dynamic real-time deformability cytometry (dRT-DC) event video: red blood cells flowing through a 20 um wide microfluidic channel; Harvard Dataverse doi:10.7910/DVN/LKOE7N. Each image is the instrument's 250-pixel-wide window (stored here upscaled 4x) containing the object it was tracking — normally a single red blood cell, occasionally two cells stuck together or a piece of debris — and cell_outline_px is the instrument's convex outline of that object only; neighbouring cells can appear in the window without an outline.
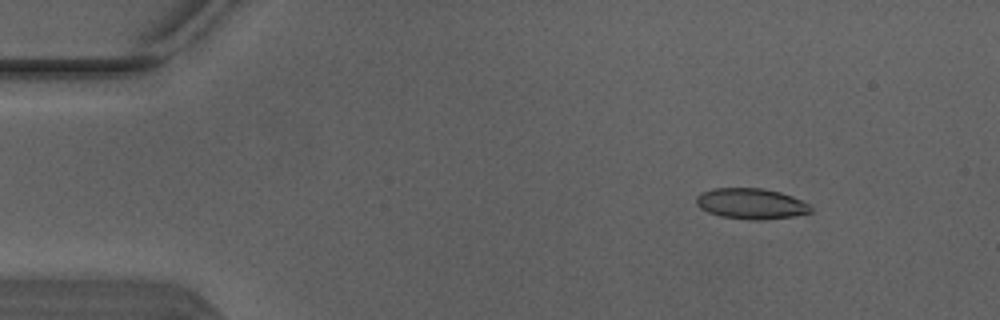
{"species": "Egyptian fruit bat (a non-hibernating species)", "species_latin": "Rousettus aegyptiacus", "temperature_condition": "warm", "stored_images_in_passage": 3, "camera_frame_rate_fps": 3000, "um_per_image_px": 0.085, "animal": {"sex": "male"}, "frame": {"image": 1, "passage_image": 2, "time_ms": 0.333, "image_size_px": [1000, 320], "cell_outline_px": [[812, 212], [792, 216], [760, 220], [752, 220], [720, 216], [708, 212], [700, 208], [696, 204], [696, 196], [700, 192], [712, 188], [760, 188], [780, 192], [792, 196], [808, 204], [812, 208]], "centroid_in_image_um": [63.8, 17.3], "position_along_channel_um": 21.2, "area_um2": 20.46}}